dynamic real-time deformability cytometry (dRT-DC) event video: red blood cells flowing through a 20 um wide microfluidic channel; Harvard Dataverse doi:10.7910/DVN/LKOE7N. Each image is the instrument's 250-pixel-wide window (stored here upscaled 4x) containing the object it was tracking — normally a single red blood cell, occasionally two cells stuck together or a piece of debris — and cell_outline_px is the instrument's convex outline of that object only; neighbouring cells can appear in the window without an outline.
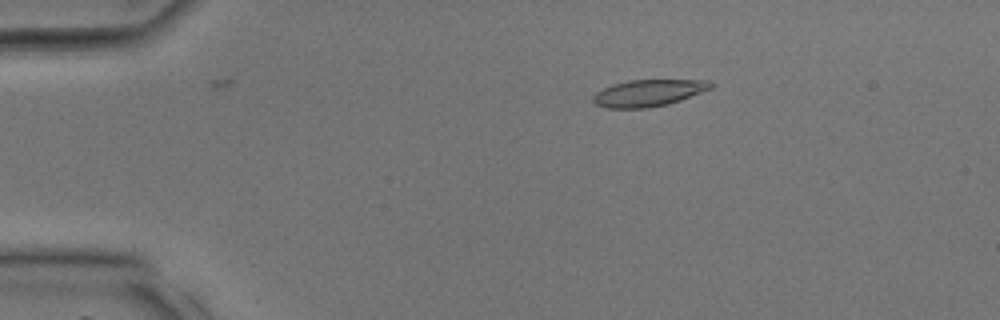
{"species": "common noctule bat (a hibernating species)", "species_latin": "Nyctalus noctula", "temperature_condition": "room temperature", "stored_images_in_passage": 36, "camera_frame_rate_fps": 3000, "um_per_image_px": 0.085, "animal": {"sex": "male", "body_mass_g": 17.9, "forearm_length_mm": 54.2}, "frame": {"image": 1, "passage_image": 6, "time_ms": 1.667, "image_size_px": [1000, 320], "cell_outline_px": [[712, 88], [680, 100], [668, 104], [648, 108], [604, 108], [596, 104], [592, 100], [592, 96], [596, 92], [612, 84], [628, 80], [708, 80], [712, 84]], "centroid_in_image_um": [55.08, 7.9], "position_along_channel_um": 29.9, "area_um2": 18.32}}
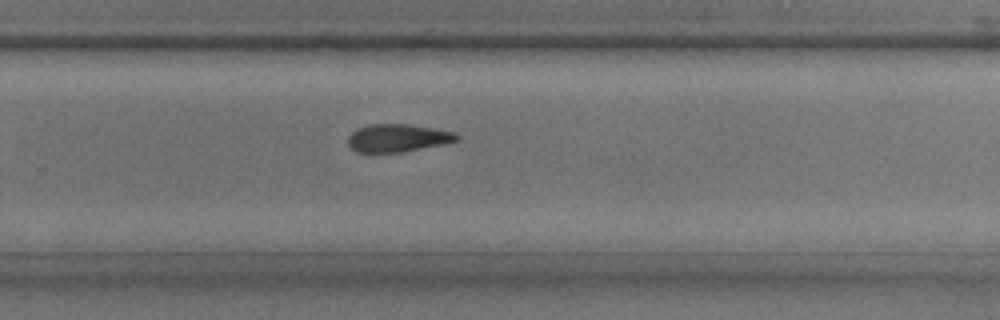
{"frame": {"image": 2, "passage_image": 24, "time_ms": 7.667, "image_size_px": [1000, 320], "cell_outline_px": [[460, 140], [444, 144], [400, 152], [356, 152], [348, 144], [348, 136], [356, 128], [368, 124], [408, 124], [456, 132], [460, 136]], "centroid_in_image_um": [33.81, 11.72], "position_along_channel_um": 296.0, "area_um2": 17.69}}
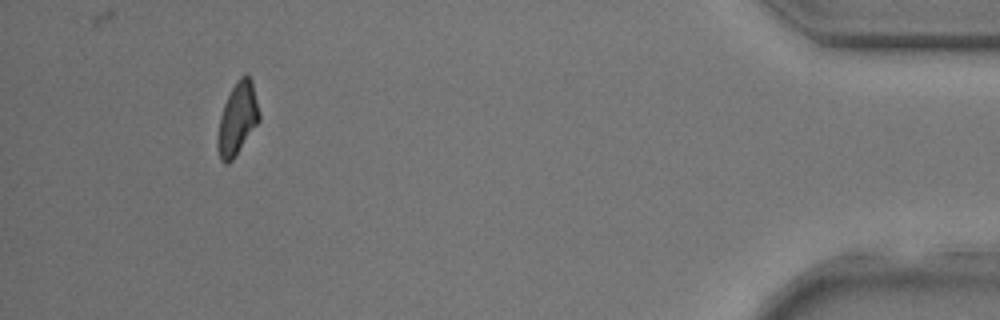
{"frame": {"image": 3, "passage_image": 34, "time_ms": 11.0, "image_size_px": [1000, 320], "cell_outline_px": [[260, 120], [232, 160], [228, 164], [224, 164], [220, 160], [216, 148], [216, 140], [220, 116], [224, 104], [236, 80], [244, 72], [248, 72], [252, 80], [260, 112]], "centroid_in_image_um": [20.17, 10.08], "position_along_channel_um": 415.0, "area_um2": 17.8}}